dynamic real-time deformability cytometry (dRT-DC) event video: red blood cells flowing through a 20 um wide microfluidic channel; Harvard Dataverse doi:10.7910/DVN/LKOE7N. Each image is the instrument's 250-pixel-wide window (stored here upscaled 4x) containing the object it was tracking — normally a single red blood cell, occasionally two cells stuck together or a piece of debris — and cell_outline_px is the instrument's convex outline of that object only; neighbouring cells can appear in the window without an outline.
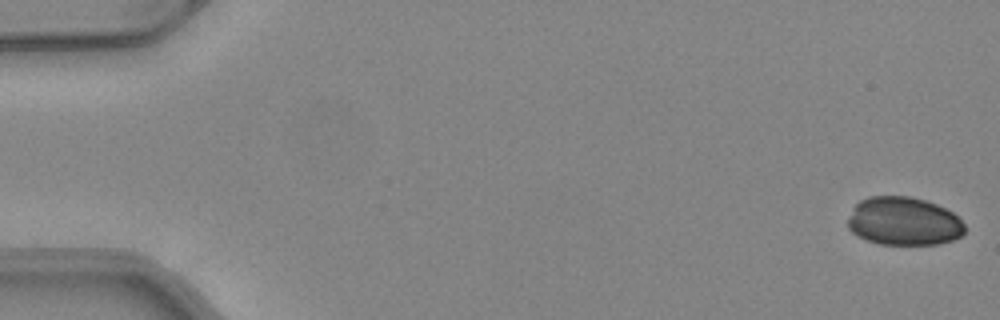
{"species": "common noctule bat (a hibernating species)", "species_latin": "Nyctalus noctula", "temperature_condition": "warm", "stored_images_in_passage": 50, "camera_frame_rate_fps": 3000, "um_per_image_px": 0.085, "animal": {"sex": "female", "body_mass_g": 24.6, "forearm_length_mm": 56.2}, "frame": {"image": 1, "passage_image": 1, "time_ms": 0.0, "image_size_px": [1000, 320], "cell_outline_px": [[964, 232], [960, 236], [952, 240], [940, 244], [880, 244], [856, 236], [848, 228], [848, 220], [856, 204], [860, 200], [868, 196], [912, 196], [936, 204], [952, 212], [964, 224]], "centroid_in_image_um": [76.8, 18.8], "position_along_channel_um": 8.2, "area_um2": 32.83}}